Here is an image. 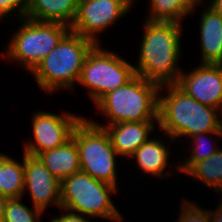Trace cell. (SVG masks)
<instances>
[{
    "label": "cell",
    "mask_w": 222,
    "mask_h": 222,
    "mask_svg": "<svg viewBox=\"0 0 222 222\" xmlns=\"http://www.w3.org/2000/svg\"><path fill=\"white\" fill-rule=\"evenodd\" d=\"M182 70L176 85L201 104L222 112V64L199 63Z\"/></svg>",
    "instance_id": "8fae6325"
},
{
    "label": "cell",
    "mask_w": 222,
    "mask_h": 222,
    "mask_svg": "<svg viewBox=\"0 0 222 222\" xmlns=\"http://www.w3.org/2000/svg\"><path fill=\"white\" fill-rule=\"evenodd\" d=\"M133 4L134 0H79L70 30L101 44L97 36L127 15Z\"/></svg>",
    "instance_id": "30bf717a"
},
{
    "label": "cell",
    "mask_w": 222,
    "mask_h": 222,
    "mask_svg": "<svg viewBox=\"0 0 222 222\" xmlns=\"http://www.w3.org/2000/svg\"><path fill=\"white\" fill-rule=\"evenodd\" d=\"M220 199L216 208L211 210V222H222V197Z\"/></svg>",
    "instance_id": "484cf974"
},
{
    "label": "cell",
    "mask_w": 222,
    "mask_h": 222,
    "mask_svg": "<svg viewBox=\"0 0 222 222\" xmlns=\"http://www.w3.org/2000/svg\"><path fill=\"white\" fill-rule=\"evenodd\" d=\"M7 156H8L7 154L0 153V165H1L2 161H3Z\"/></svg>",
    "instance_id": "f1b7e54d"
},
{
    "label": "cell",
    "mask_w": 222,
    "mask_h": 222,
    "mask_svg": "<svg viewBox=\"0 0 222 222\" xmlns=\"http://www.w3.org/2000/svg\"><path fill=\"white\" fill-rule=\"evenodd\" d=\"M202 0H148V21L184 23L189 14L201 7Z\"/></svg>",
    "instance_id": "ac0fdd59"
},
{
    "label": "cell",
    "mask_w": 222,
    "mask_h": 222,
    "mask_svg": "<svg viewBox=\"0 0 222 222\" xmlns=\"http://www.w3.org/2000/svg\"><path fill=\"white\" fill-rule=\"evenodd\" d=\"M151 138L143 143L130 157L128 160H133L134 163L143 171L144 174L152 175V177H157L158 179L167 178L171 176L169 170L167 169L168 163L170 162V153L172 150H169V144L174 140L170 137L169 143L164 139ZM167 144V145H166ZM171 151V152H170Z\"/></svg>",
    "instance_id": "9a60e30c"
},
{
    "label": "cell",
    "mask_w": 222,
    "mask_h": 222,
    "mask_svg": "<svg viewBox=\"0 0 222 222\" xmlns=\"http://www.w3.org/2000/svg\"><path fill=\"white\" fill-rule=\"evenodd\" d=\"M180 211L175 222H211V210L199 205L196 200L181 198Z\"/></svg>",
    "instance_id": "603a6c76"
},
{
    "label": "cell",
    "mask_w": 222,
    "mask_h": 222,
    "mask_svg": "<svg viewBox=\"0 0 222 222\" xmlns=\"http://www.w3.org/2000/svg\"><path fill=\"white\" fill-rule=\"evenodd\" d=\"M209 1L205 4H207L215 12H217L219 15L222 16V0H209Z\"/></svg>",
    "instance_id": "4316f807"
},
{
    "label": "cell",
    "mask_w": 222,
    "mask_h": 222,
    "mask_svg": "<svg viewBox=\"0 0 222 222\" xmlns=\"http://www.w3.org/2000/svg\"><path fill=\"white\" fill-rule=\"evenodd\" d=\"M26 192L31 205L43 212L50 205L60 208L61 182L38 157L24 153V195Z\"/></svg>",
    "instance_id": "7c38bea8"
},
{
    "label": "cell",
    "mask_w": 222,
    "mask_h": 222,
    "mask_svg": "<svg viewBox=\"0 0 222 222\" xmlns=\"http://www.w3.org/2000/svg\"><path fill=\"white\" fill-rule=\"evenodd\" d=\"M212 136V138H211ZM214 137V138H213ZM218 138V140H217ZM222 139V132H207V133H200L190 137L188 141L191 142L188 145L189 150L191 151L188 153L189 155L184 157L181 162L175 164L174 169L179 174H185L195 163L205 160L213 155L220 147L218 141ZM209 139V140H208ZM213 141V142H212ZM218 144V146H216ZM212 145V146H211Z\"/></svg>",
    "instance_id": "d6986e66"
},
{
    "label": "cell",
    "mask_w": 222,
    "mask_h": 222,
    "mask_svg": "<svg viewBox=\"0 0 222 222\" xmlns=\"http://www.w3.org/2000/svg\"><path fill=\"white\" fill-rule=\"evenodd\" d=\"M95 45L70 30L30 74L36 79L38 87L49 95L59 90L74 91L84 61Z\"/></svg>",
    "instance_id": "3957f363"
},
{
    "label": "cell",
    "mask_w": 222,
    "mask_h": 222,
    "mask_svg": "<svg viewBox=\"0 0 222 222\" xmlns=\"http://www.w3.org/2000/svg\"><path fill=\"white\" fill-rule=\"evenodd\" d=\"M118 191L115 186L79 171L61 182L60 207L92 219L100 217L103 220L123 222L124 217L111 198Z\"/></svg>",
    "instance_id": "5b68a950"
},
{
    "label": "cell",
    "mask_w": 222,
    "mask_h": 222,
    "mask_svg": "<svg viewBox=\"0 0 222 222\" xmlns=\"http://www.w3.org/2000/svg\"><path fill=\"white\" fill-rule=\"evenodd\" d=\"M201 1L199 21L200 63L222 64V16Z\"/></svg>",
    "instance_id": "5bb4252c"
},
{
    "label": "cell",
    "mask_w": 222,
    "mask_h": 222,
    "mask_svg": "<svg viewBox=\"0 0 222 222\" xmlns=\"http://www.w3.org/2000/svg\"><path fill=\"white\" fill-rule=\"evenodd\" d=\"M7 197L0 194V222H2L4 217L5 205L7 201Z\"/></svg>",
    "instance_id": "83f0119b"
},
{
    "label": "cell",
    "mask_w": 222,
    "mask_h": 222,
    "mask_svg": "<svg viewBox=\"0 0 222 222\" xmlns=\"http://www.w3.org/2000/svg\"><path fill=\"white\" fill-rule=\"evenodd\" d=\"M22 198H8L2 222H41L44 212L32 206L28 207Z\"/></svg>",
    "instance_id": "7402d4cb"
},
{
    "label": "cell",
    "mask_w": 222,
    "mask_h": 222,
    "mask_svg": "<svg viewBox=\"0 0 222 222\" xmlns=\"http://www.w3.org/2000/svg\"><path fill=\"white\" fill-rule=\"evenodd\" d=\"M158 121L122 122L107 125L112 146L121 158L128 159L155 132ZM151 134V135H150Z\"/></svg>",
    "instance_id": "4fadbf2b"
},
{
    "label": "cell",
    "mask_w": 222,
    "mask_h": 222,
    "mask_svg": "<svg viewBox=\"0 0 222 222\" xmlns=\"http://www.w3.org/2000/svg\"><path fill=\"white\" fill-rule=\"evenodd\" d=\"M37 157L60 182L80 171L79 152L73 138Z\"/></svg>",
    "instance_id": "2e32d148"
},
{
    "label": "cell",
    "mask_w": 222,
    "mask_h": 222,
    "mask_svg": "<svg viewBox=\"0 0 222 222\" xmlns=\"http://www.w3.org/2000/svg\"><path fill=\"white\" fill-rule=\"evenodd\" d=\"M79 0H29L26 16L36 21L73 23Z\"/></svg>",
    "instance_id": "e0dca14e"
},
{
    "label": "cell",
    "mask_w": 222,
    "mask_h": 222,
    "mask_svg": "<svg viewBox=\"0 0 222 222\" xmlns=\"http://www.w3.org/2000/svg\"><path fill=\"white\" fill-rule=\"evenodd\" d=\"M22 163L7 156L0 165V194L7 198L24 196V153Z\"/></svg>",
    "instance_id": "44dd1931"
},
{
    "label": "cell",
    "mask_w": 222,
    "mask_h": 222,
    "mask_svg": "<svg viewBox=\"0 0 222 222\" xmlns=\"http://www.w3.org/2000/svg\"><path fill=\"white\" fill-rule=\"evenodd\" d=\"M31 115L33 140H27V143L24 140L22 152L35 157L64 145L72 138L74 128L84 117L68 111L57 114L45 110L33 112Z\"/></svg>",
    "instance_id": "9c48e42d"
},
{
    "label": "cell",
    "mask_w": 222,
    "mask_h": 222,
    "mask_svg": "<svg viewBox=\"0 0 222 222\" xmlns=\"http://www.w3.org/2000/svg\"><path fill=\"white\" fill-rule=\"evenodd\" d=\"M144 21L138 62L133 65L135 73L159 86L176 84L183 70L178 65L183 24Z\"/></svg>",
    "instance_id": "6da1fadb"
},
{
    "label": "cell",
    "mask_w": 222,
    "mask_h": 222,
    "mask_svg": "<svg viewBox=\"0 0 222 222\" xmlns=\"http://www.w3.org/2000/svg\"><path fill=\"white\" fill-rule=\"evenodd\" d=\"M19 22V29L13 32L5 52H1L0 56L10 63L18 62L23 70L25 68L31 73L70 31V27L60 22L36 21L29 18H22Z\"/></svg>",
    "instance_id": "8992f818"
},
{
    "label": "cell",
    "mask_w": 222,
    "mask_h": 222,
    "mask_svg": "<svg viewBox=\"0 0 222 222\" xmlns=\"http://www.w3.org/2000/svg\"><path fill=\"white\" fill-rule=\"evenodd\" d=\"M157 125L165 139L171 137L176 142L181 137L222 132V112L201 104L176 84H166L159 88Z\"/></svg>",
    "instance_id": "7a4b0ae2"
},
{
    "label": "cell",
    "mask_w": 222,
    "mask_h": 222,
    "mask_svg": "<svg viewBox=\"0 0 222 222\" xmlns=\"http://www.w3.org/2000/svg\"><path fill=\"white\" fill-rule=\"evenodd\" d=\"M28 3L29 0H0V23L3 19H12L14 16L17 21L25 18Z\"/></svg>",
    "instance_id": "cb8c5ba5"
},
{
    "label": "cell",
    "mask_w": 222,
    "mask_h": 222,
    "mask_svg": "<svg viewBox=\"0 0 222 222\" xmlns=\"http://www.w3.org/2000/svg\"><path fill=\"white\" fill-rule=\"evenodd\" d=\"M59 210H61L63 213H60V215L56 217L53 216L49 222H94L91 221V217L85 216L83 214L75 213L63 209L62 207H60Z\"/></svg>",
    "instance_id": "d4e9b609"
},
{
    "label": "cell",
    "mask_w": 222,
    "mask_h": 222,
    "mask_svg": "<svg viewBox=\"0 0 222 222\" xmlns=\"http://www.w3.org/2000/svg\"><path fill=\"white\" fill-rule=\"evenodd\" d=\"M72 138L79 152L80 171L119 188L116 158L120 156L113 148L105 128L83 117L74 128Z\"/></svg>",
    "instance_id": "52a82bcc"
},
{
    "label": "cell",
    "mask_w": 222,
    "mask_h": 222,
    "mask_svg": "<svg viewBox=\"0 0 222 222\" xmlns=\"http://www.w3.org/2000/svg\"><path fill=\"white\" fill-rule=\"evenodd\" d=\"M102 47V44H97L88 53L77 83L87 90L88 98L94 105L107 93L125 85L136 75L130 62Z\"/></svg>",
    "instance_id": "ba28073f"
},
{
    "label": "cell",
    "mask_w": 222,
    "mask_h": 222,
    "mask_svg": "<svg viewBox=\"0 0 222 222\" xmlns=\"http://www.w3.org/2000/svg\"><path fill=\"white\" fill-rule=\"evenodd\" d=\"M159 88L158 84L136 74L125 85L107 93L95 104L99 113L108 119L106 124L90 121L102 128L122 122L158 121Z\"/></svg>",
    "instance_id": "277c9868"
},
{
    "label": "cell",
    "mask_w": 222,
    "mask_h": 222,
    "mask_svg": "<svg viewBox=\"0 0 222 222\" xmlns=\"http://www.w3.org/2000/svg\"><path fill=\"white\" fill-rule=\"evenodd\" d=\"M192 179L198 180L207 188L222 196V148L209 158L195 163L186 173Z\"/></svg>",
    "instance_id": "ffe728a7"
}]
</instances>
